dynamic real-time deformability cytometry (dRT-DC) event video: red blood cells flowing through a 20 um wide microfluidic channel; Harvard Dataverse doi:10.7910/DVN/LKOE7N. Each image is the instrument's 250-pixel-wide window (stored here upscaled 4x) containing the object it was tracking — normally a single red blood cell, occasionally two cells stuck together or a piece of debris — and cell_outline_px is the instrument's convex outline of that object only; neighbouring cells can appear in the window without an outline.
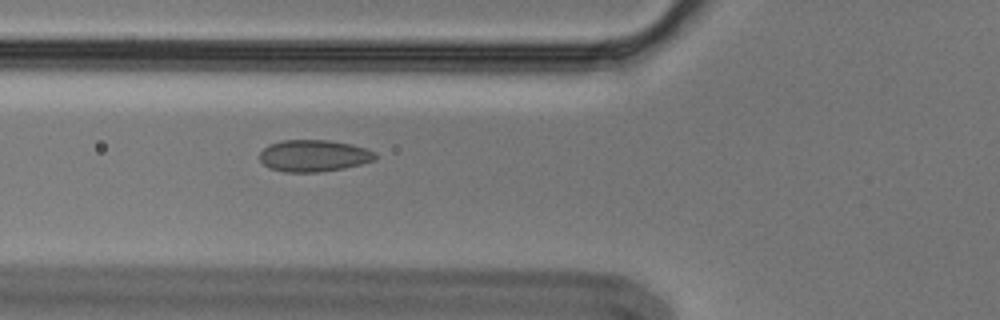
{"species": "Egyptian fruit bat (a non-hibernating species)", "species_latin": "Rousettus aegyptiacus", "temperature_condition": "cold", "stored_images_in_passage": 6, "camera_frame_rate_fps": 3000, "um_per_image_px": 0.085, "animal": {"sex": "male"}, "frame": {"image": 1, "passage_image": 6, "time_ms": 1.667, "image_size_px": [1000, 320], "cell_outline_px": [[376, 160], [344, 168], [320, 172], [284, 172], [268, 168], [260, 160], [260, 152], [268, 144], [280, 140], [328, 140], [352, 144], [376, 152]], "centroid_in_image_um": [26.65, 13.24], "position_along_channel_um": 99.1, "area_um2": 21.56}}